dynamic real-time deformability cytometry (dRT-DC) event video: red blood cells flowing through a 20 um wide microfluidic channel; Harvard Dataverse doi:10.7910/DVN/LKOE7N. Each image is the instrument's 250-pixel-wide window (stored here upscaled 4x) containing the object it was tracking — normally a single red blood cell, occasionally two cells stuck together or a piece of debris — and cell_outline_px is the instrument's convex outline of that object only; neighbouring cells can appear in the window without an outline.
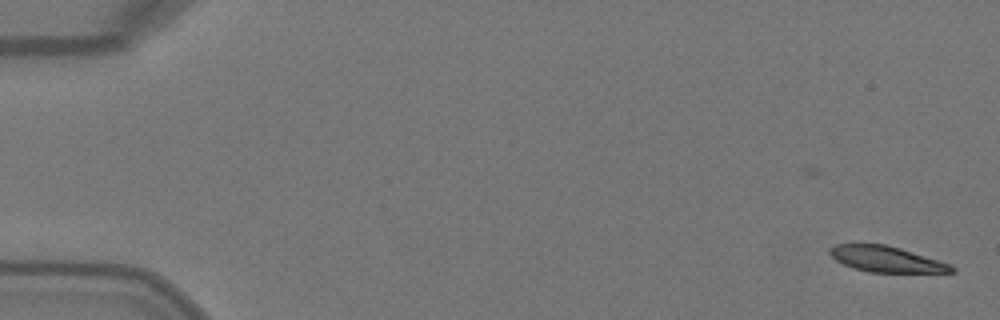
{"species": "Egyptian fruit bat (a non-hibernating species)", "species_latin": "Rousettus aegyptiacus", "temperature_condition": "warm", "stored_images_in_passage": 18, "camera_frame_rate_fps": 3000, "um_per_image_px": 0.085, "animal": {"sex": "female"}, "frame": {"image": 1, "passage_image": 1, "time_ms": 0.0, "image_size_px": [1000, 320], "cell_outline_px": [[956, 272], [868, 272], [844, 264], [836, 260], [828, 252], [836, 244], [856, 240], [884, 244], [900, 248], [952, 264], [956, 268]], "centroid_in_image_um": [75.3, 21.98], "position_along_channel_um": 9.7, "area_um2": 18.79}}
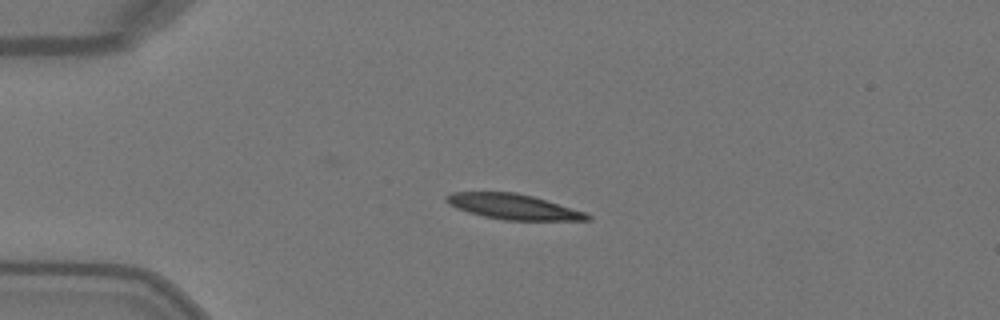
{"frame": {"image": 2, "passage_image": 12, "time_ms": 3.667, "image_size_px": [1000, 320], "cell_outline_px": [[592, 216], [588, 220], [504, 220], [484, 216], [468, 212], [456, 208], [444, 200], [444, 196], [452, 192], [516, 192], [532, 196], [584, 212]], "centroid_in_image_um": [43.57, 17.56], "position_along_channel_um": 41.4, "area_um2": 20.52}}
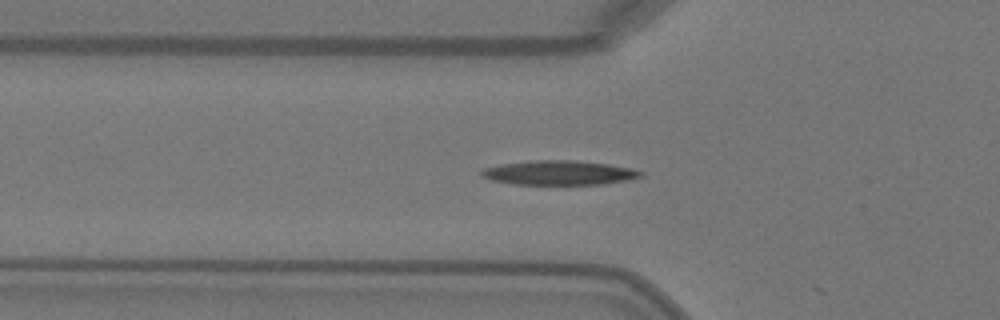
{"frame": {"image": 3, "passage_image": 17, "time_ms": 5.333, "image_size_px": [1000, 320], "cell_outline_px": [[644, 172], [640, 176], [628, 180], [600, 184], [512, 184], [492, 180], [480, 176], [480, 172], [484, 168], [500, 164], [532, 160], [572, 160], [608, 164], [632, 168]], "centroid_in_image_um": [47.49, 14.68], "position_along_channel_um": 78.3, "area_um2": 22.54}}